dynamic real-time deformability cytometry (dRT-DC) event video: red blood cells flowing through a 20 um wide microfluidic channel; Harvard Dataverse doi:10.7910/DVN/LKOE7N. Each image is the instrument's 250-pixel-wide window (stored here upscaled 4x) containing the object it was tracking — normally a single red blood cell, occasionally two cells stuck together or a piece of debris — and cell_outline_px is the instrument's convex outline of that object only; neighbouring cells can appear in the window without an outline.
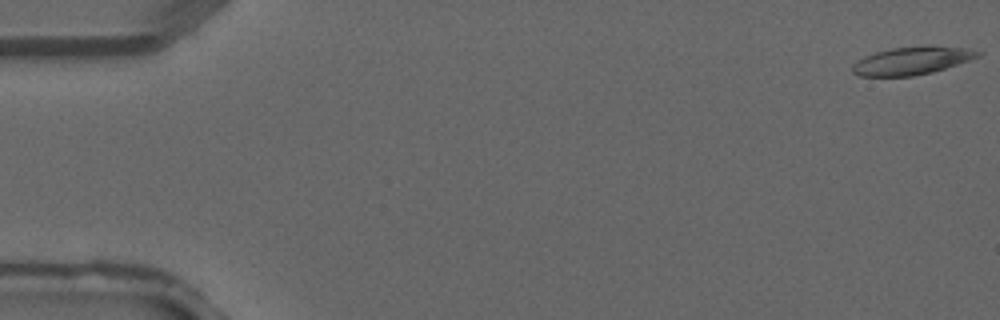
{"species": "common noctule bat (a hibernating species)", "species_latin": "Nyctalus noctula", "temperature_condition": "warm", "stored_images_in_passage": 3, "camera_frame_rate_fps": 3000, "um_per_image_px": 0.085, "animal": {"sex": "male", "forearm_length_mm": 52.5}, "frame": {"image": 1, "passage_image": 1, "time_ms": 0.0, "image_size_px": [1000, 320], "cell_outline_px": [[984, 52], [980, 56], [932, 72], [912, 76], [860, 76], [852, 72], [852, 64], [864, 56], [876, 52], [892, 48], [968, 48]], "centroid_in_image_um": [77.45, 5.2], "position_along_channel_um": 7.6, "area_um2": 19.48}}